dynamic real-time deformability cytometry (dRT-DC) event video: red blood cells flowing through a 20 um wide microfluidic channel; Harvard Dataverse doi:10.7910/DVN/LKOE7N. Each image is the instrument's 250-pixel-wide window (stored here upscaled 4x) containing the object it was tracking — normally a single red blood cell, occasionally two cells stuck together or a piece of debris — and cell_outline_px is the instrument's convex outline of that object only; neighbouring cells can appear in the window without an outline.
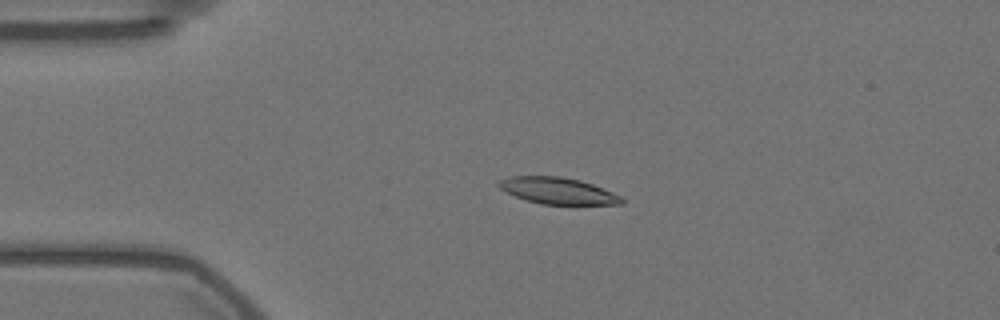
{"species": "Egyptian fruit bat (a non-hibernating species)", "species_latin": "Rousettus aegyptiacus", "temperature_condition": "warm", "stored_images_in_passage": 49, "camera_frame_rate_fps": 3000, "um_per_image_px": 0.085, "animal": {"sex": "female"}, "frame": {"image": 1, "passage_image": 5, "time_ms": 1.333, "image_size_px": [1000, 320], "cell_outline_px": [[624, 204], [576, 208], [540, 204], [504, 192], [496, 184], [500, 180], [508, 176], [560, 176], [580, 180], [592, 184], [612, 192], [620, 196], [624, 200]], "centroid_in_image_um": [47.5, 16.28], "position_along_channel_um": 37.5, "area_um2": 20.11}}
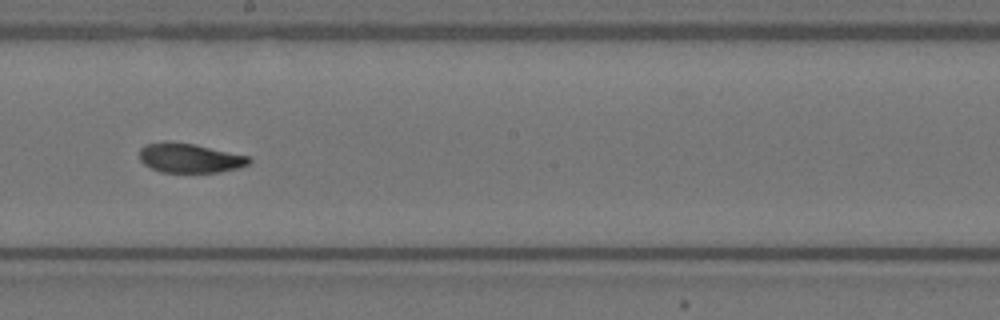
{"frame": {"image": 2, "passage_image": 24, "time_ms": 7.667, "image_size_px": [1000, 320], "cell_outline_px": [[252, 160], [248, 164], [240, 168], [220, 172], [160, 172], [144, 164], [140, 160], [140, 148], [144, 144], [164, 140], [196, 144], [248, 156]], "centroid_in_image_um": [16.11, 13.42], "position_along_channel_um": 232.1, "area_um2": 19.02}}
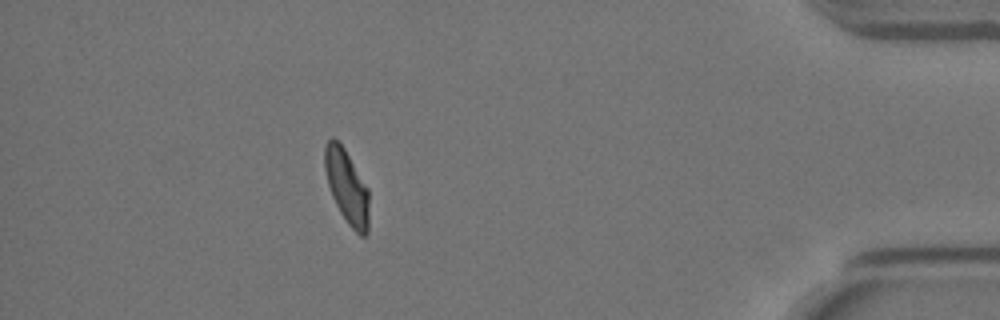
{"frame": {"image": 3, "passage_image": 43, "time_ms": 14.0, "image_size_px": [1000, 320], "cell_outline_px": [[368, 232], [364, 236], [360, 236], [348, 224], [340, 212], [332, 196], [328, 184], [324, 168], [324, 148], [328, 140], [332, 136], [344, 148], [368, 188]], "centroid_in_image_um": [29.47, 15.87], "position_along_channel_um": 405.7, "area_um2": 18.9}, "authors_computed_cell_mechanics": {"area_um2": 19.4208, "velocity_mm_per_s": 3.5472, "shape_relaxation_time_tau1_ms": 8.8785, "shape_relaxation_time_tau2_ms": 2.3329, "deformation_change_tau1": 0.2561, "deformation_change_tau2": 0.0736}}